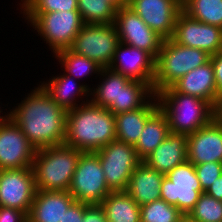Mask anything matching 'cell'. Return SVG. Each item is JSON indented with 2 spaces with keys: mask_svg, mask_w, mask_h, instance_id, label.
I'll list each match as a JSON object with an SVG mask.
<instances>
[{
  "mask_svg": "<svg viewBox=\"0 0 222 222\" xmlns=\"http://www.w3.org/2000/svg\"><path fill=\"white\" fill-rule=\"evenodd\" d=\"M127 6L164 40L173 36L177 17L183 10L180 0H129Z\"/></svg>",
  "mask_w": 222,
  "mask_h": 222,
  "instance_id": "2e32d148",
  "label": "cell"
},
{
  "mask_svg": "<svg viewBox=\"0 0 222 222\" xmlns=\"http://www.w3.org/2000/svg\"><path fill=\"white\" fill-rule=\"evenodd\" d=\"M204 193L194 164L188 160L168 172L161 183L160 199L176 206L185 216Z\"/></svg>",
  "mask_w": 222,
  "mask_h": 222,
  "instance_id": "30bf717a",
  "label": "cell"
},
{
  "mask_svg": "<svg viewBox=\"0 0 222 222\" xmlns=\"http://www.w3.org/2000/svg\"><path fill=\"white\" fill-rule=\"evenodd\" d=\"M205 193L216 200L222 201V174L216 181L205 191Z\"/></svg>",
  "mask_w": 222,
  "mask_h": 222,
  "instance_id": "74e56055",
  "label": "cell"
},
{
  "mask_svg": "<svg viewBox=\"0 0 222 222\" xmlns=\"http://www.w3.org/2000/svg\"><path fill=\"white\" fill-rule=\"evenodd\" d=\"M55 55V58L62 64L61 66L64 68L65 74L71 77H87V75H92V73L99 75L102 69L95 61L76 54L71 49L61 50Z\"/></svg>",
  "mask_w": 222,
  "mask_h": 222,
  "instance_id": "f1b7e54d",
  "label": "cell"
},
{
  "mask_svg": "<svg viewBox=\"0 0 222 222\" xmlns=\"http://www.w3.org/2000/svg\"><path fill=\"white\" fill-rule=\"evenodd\" d=\"M15 107L7 115L36 150L64 143L67 111L40 84Z\"/></svg>",
  "mask_w": 222,
  "mask_h": 222,
  "instance_id": "6da1fadb",
  "label": "cell"
},
{
  "mask_svg": "<svg viewBox=\"0 0 222 222\" xmlns=\"http://www.w3.org/2000/svg\"><path fill=\"white\" fill-rule=\"evenodd\" d=\"M116 9L126 6L129 0H108Z\"/></svg>",
  "mask_w": 222,
  "mask_h": 222,
  "instance_id": "ab89813d",
  "label": "cell"
},
{
  "mask_svg": "<svg viewBox=\"0 0 222 222\" xmlns=\"http://www.w3.org/2000/svg\"><path fill=\"white\" fill-rule=\"evenodd\" d=\"M187 160L194 165L222 163V123L216 117L209 124L187 135Z\"/></svg>",
  "mask_w": 222,
  "mask_h": 222,
  "instance_id": "e0dca14e",
  "label": "cell"
},
{
  "mask_svg": "<svg viewBox=\"0 0 222 222\" xmlns=\"http://www.w3.org/2000/svg\"><path fill=\"white\" fill-rule=\"evenodd\" d=\"M155 95L171 133L192 134L216 117L215 108L208 101L179 93L172 86Z\"/></svg>",
  "mask_w": 222,
  "mask_h": 222,
  "instance_id": "277c9868",
  "label": "cell"
},
{
  "mask_svg": "<svg viewBox=\"0 0 222 222\" xmlns=\"http://www.w3.org/2000/svg\"><path fill=\"white\" fill-rule=\"evenodd\" d=\"M82 102L66 112L63 144L83 152H95L116 140L115 115L89 99Z\"/></svg>",
  "mask_w": 222,
  "mask_h": 222,
  "instance_id": "7a4b0ae2",
  "label": "cell"
},
{
  "mask_svg": "<svg viewBox=\"0 0 222 222\" xmlns=\"http://www.w3.org/2000/svg\"><path fill=\"white\" fill-rule=\"evenodd\" d=\"M157 102V103H156ZM159 109L156 95L143 107L115 115L116 140L135 145L146 121Z\"/></svg>",
  "mask_w": 222,
  "mask_h": 222,
  "instance_id": "7402d4cb",
  "label": "cell"
},
{
  "mask_svg": "<svg viewBox=\"0 0 222 222\" xmlns=\"http://www.w3.org/2000/svg\"><path fill=\"white\" fill-rule=\"evenodd\" d=\"M68 192L76 201L88 205L101 204L111 193L95 152H83L80 155Z\"/></svg>",
  "mask_w": 222,
  "mask_h": 222,
  "instance_id": "ba28073f",
  "label": "cell"
},
{
  "mask_svg": "<svg viewBox=\"0 0 222 222\" xmlns=\"http://www.w3.org/2000/svg\"><path fill=\"white\" fill-rule=\"evenodd\" d=\"M85 209V203L75 201L68 210L64 212V216L60 222H83Z\"/></svg>",
  "mask_w": 222,
  "mask_h": 222,
  "instance_id": "836d02e7",
  "label": "cell"
},
{
  "mask_svg": "<svg viewBox=\"0 0 222 222\" xmlns=\"http://www.w3.org/2000/svg\"><path fill=\"white\" fill-rule=\"evenodd\" d=\"M187 216L193 222H222V201L204 192Z\"/></svg>",
  "mask_w": 222,
  "mask_h": 222,
  "instance_id": "4dcf8cb0",
  "label": "cell"
},
{
  "mask_svg": "<svg viewBox=\"0 0 222 222\" xmlns=\"http://www.w3.org/2000/svg\"><path fill=\"white\" fill-rule=\"evenodd\" d=\"M49 80L48 82L43 81L41 86L50 95V97L66 111L76 108L79 105L78 103L80 101H76V99L80 96H90L91 88L87 84L85 85L80 83L77 86V83L73 81V77L65 74V72L62 75H58L53 78L51 77Z\"/></svg>",
  "mask_w": 222,
  "mask_h": 222,
  "instance_id": "cb8c5ba5",
  "label": "cell"
},
{
  "mask_svg": "<svg viewBox=\"0 0 222 222\" xmlns=\"http://www.w3.org/2000/svg\"><path fill=\"white\" fill-rule=\"evenodd\" d=\"M76 200L68 191L36 190L27 216L28 222H60Z\"/></svg>",
  "mask_w": 222,
  "mask_h": 222,
  "instance_id": "44dd1931",
  "label": "cell"
},
{
  "mask_svg": "<svg viewBox=\"0 0 222 222\" xmlns=\"http://www.w3.org/2000/svg\"><path fill=\"white\" fill-rule=\"evenodd\" d=\"M198 180L203 192H205L222 174V163L207 162L194 165Z\"/></svg>",
  "mask_w": 222,
  "mask_h": 222,
  "instance_id": "d6a6232c",
  "label": "cell"
},
{
  "mask_svg": "<svg viewBox=\"0 0 222 222\" xmlns=\"http://www.w3.org/2000/svg\"><path fill=\"white\" fill-rule=\"evenodd\" d=\"M171 39L179 45L198 48L211 56L222 50V28L195 20L183 10L177 17Z\"/></svg>",
  "mask_w": 222,
  "mask_h": 222,
  "instance_id": "9a60e30c",
  "label": "cell"
},
{
  "mask_svg": "<svg viewBox=\"0 0 222 222\" xmlns=\"http://www.w3.org/2000/svg\"><path fill=\"white\" fill-rule=\"evenodd\" d=\"M187 161V135L169 133L143 162L164 175Z\"/></svg>",
  "mask_w": 222,
  "mask_h": 222,
  "instance_id": "ffe728a7",
  "label": "cell"
},
{
  "mask_svg": "<svg viewBox=\"0 0 222 222\" xmlns=\"http://www.w3.org/2000/svg\"><path fill=\"white\" fill-rule=\"evenodd\" d=\"M81 150L67 145L37 149L32 170L40 191H68Z\"/></svg>",
  "mask_w": 222,
  "mask_h": 222,
  "instance_id": "5b68a950",
  "label": "cell"
},
{
  "mask_svg": "<svg viewBox=\"0 0 222 222\" xmlns=\"http://www.w3.org/2000/svg\"><path fill=\"white\" fill-rule=\"evenodd\" d=\"M172 87L179 93L208 101L215 109L218 105L217 87L211 60L181 77Z\"/></svg>",
  "mask_w": 222,
  "mask_h": 222,
  "instance_id": "d6986e66",
  "label": "cell"
},
{
  "mask_svg": "<svg viewBox=\"0 0 222 222\" xmlns=\"http://www.w3.org/2000/svg\"><path fill=\"white\" fill-rule=\"evenodd\" d=\"M95 153L99 156L109 190L125 191L132 173L142 162L134 145L115 140Z\"/></svg>",
  "mask_w": 222,
  "mask_h": 222,
  "instance_id": "8fae6325",
  "label": "cell"
},
{
  "mask_svg": "<svg viewBox=\"0 0 222 222\" xmlns=\"http://www.w3.org/2000/svg\"><path fill=\"white\" fill-rule=\"evenodd\" d=\"M35 193L32 167L0 170V206L18 209L28 216Z\"/></svg>",
  "mask_w": 222,
  "mask_h": 222,
  "instance_id": "4fadbf2b",
  "label": "cell"
},
{
  "mask_svg": "<svg viewBox=\"0 0 222 222\" xmlns=\"http://www.w3.org/2000/svg\"><path fill=\"white\" fill-rule=\"evenodd\" d=\"M214 69L215 83L217 87L218 102L222 96V50L210 58Z\"/></svg>",
  "mask_w": 222,
  "mask_h": 222,
  "instance_id": "8d00e7d4",
  "label": "cell"
},
{
  "mask_svg": "<svg viewBox=\"0 0 222 222\" xmlns=\"http://www.w3.org/2000/svg\"><path fill=\"white\" fill-rule=\"evenodd\" d=\"M211 55L198 48L179 45L171 38L163 41L155 59L153 92L172 86L190 71L210 61Z\"/></svg>",
  "mask_w": 222,
  "mask_h": 222,
  "instance_id": "8992f818",
  "label": "cell"
},
{
  "mask_svg": "<svg viewBox=\"0 0 222 222\" xmlns=\"http://www.w3.org/2000/svg\"><path fill=\"white\" fill-rule=\"evenodd\" d=\"M188 0H180V3L182 4V6L187 2Z\"/></svg>",
  "mask_w": 222,
  "mask_h": 222,
  "instance_id": "7bdbcfd3",
  "label": "cell"
},
{
  "mask_svg": "<svg viewBox=\"0 0 222 222\" xmlns=\"http://www.w3.org/2000/svg\"><path fill=\"white\" fill-rule=\"evenodd\" d=\"M1 112H2V110L0 109V113H1ZM6 115H7V114H5V116H4V115H2V116L0 115V122L6 117Z\"/></svg>",
  "mask_w": 222,
  "mask_h": 222,
  "instance_id": "b9f144b4",
  "label": "cell"
},
{
  "mask_svg": "<svg viewBox=\"0 0 222 222\" xmlns=\"http://www.w3.org/2000/svg\"><path fill=\"white\" fill-rule=\"evenodd\" d=\"M183 216L176 206L162 199L140 206L141 222H178Z\"/></svg>",
  "mask_w": 222,
  "mask_h": 222,
  "instance_id": "f546056e",
  "label": "cell"
},
{
  "mask_svg": "<svg viewBox=\"0 0 222 222\" xmlns=\"http://www.w3.org/2000/svg\"><path fill=\"white\" fill-rule=\"evenodd\" d=\"M121 43L149 53L154 59L164 39L149 28L127 5L116 10L114 23Z\"/></svg>",
  "mask_w": 222,
  "mask_h": 222,
  "instance_id": "7c38bea8",
  "label": "cell"
},
{
  "mask_svg": "<svg viewBox=\"0 0 222 222\" xmlns=\"http://www.w3.org/2000/svg\"><path fill=\"white\" fill-rule=\"evenodd\" d=\"M119 43L114 24L84 23L70 49L95 61L101 68H108Z\"/></svg>",
  "mask_w": 222,
  "mask_h": 222,
  "instance_id": "9c48e42d",
  "label": "cell"
},
{
  "mask_svg": "<svg viewBox=\"0 0 222 222\" xmlns=\"http://www.w3.org/2000/svg\"><path fill=\"white\" fill-rule=\"evenodd\" d=\"M21 2L19 4L23 13L78 11V0H21Z\"/></svg>",
  "mask_w": 222,
  "mask_h": 222,
  "instance_id": "1f68e13d",
  "label": "cell"
},
{
  "mask_svg": "<svg viewBox=\"0 0 222 222\" xmlns=\"http://www.w3.org/2000/svg\"><path fill=\"white\" fill-rule=\"evenodd\" d=\"M0 222H28V218L23 211L0 206Z\"/></svg>",
  "mask_w": 222,
  "mask_h": 222,
  "instance_id": "d590c367",
  "label": "cell"
},
{
  "mask_svg": "<svg viewBox=\"0 0 222 222\" xmlns=\"http://www.w3.org/2000/svg\"><path fill=\"white\" fill-rule=\"evenodd\" d=\"M178 222H193L188 216H183Z\"/></svg>",
  "mask_w": 222,
  "mask_h": 222,
  "instance_id": "60d3db41",
  "label": "cell"
},
{
  "mask_svg": "<svg viewBox=\"0 0 222 222\" xmlns=\"http://www.w3.org/2000/svg\"><path fill=\"white\" fill-rule=\"evenodd\" d=\"M164 176L142 161L132 173L125 192L139 206L159 200Z\"/></svg>",
  "mask_w": 222,
  "mask_h": 222,
  "instance_id": "603a6c76",
  "label": "cell"
},
{
  "mask_svg": "<svg viewBox=\"0 0 222 222\" xmlns=\"http://www.w3.org/2000/svg\"><path fill=\"white\" fill-rule=\"evenodd\" d=\"M109 68L153 88L155 59L146 51L119 43Z\"/></svg>",
  "mask_w": 222,
  "mask_h": 222,
  "instance_id": "ac0fdd59",
  "label": "cell"
},
{
  "mask_svg": "<svg viewBox=\"0 0 222 222\" xmlns=\"http://www.w3.org/2000/svg\"><path fill=\"white\" fill-rule=\"evenodd\" d=\"M38 35L48 43L53 54L70 49L75 37L83 26L78 11L48 13H23Z\"/></svg>",
  "mask_w": 222,
  "mask_h": 222,
  "instance_id": "52a82bcc",
  "label": "cell"
},
{
  "mask_svg": "<svg viewBox=\"0 0 222 222\" xmlns=\"http://www.w3.org/2000/svg\"><path fill=\"white\" fill-rule=\"evenodd\" d=\"M100 205L108 222H141L140 206L125 191L111 192Z\"/></svg>",
  "mask_w": 222,
  "mask_h": 222,
  "instance_id": "484cf974",
  "label": "cell"
},
{
  "mask_svg": "<svg viewBox=\"0 0 222 222\" xmlns=\"http://www.w3.org/2000/svg\"><path fill=\"white\" fill-rule=\"evenodd\" d=\"M36 149L6 115L0 122V170L32 167Z\"/></svg>",
  "mask_w": 222,
  "mask_h": 222,
  "instance_id": "5bb4252c",
  "label": "cell"
},
{
  "mask_svg": "<svg viewBox=\"0 0 222 222\" xmlns=\"http://www.w3.org/2000/svg\"><path fill=\"white\" fill-rule=\"evenodd\" d=\"M170 133L166 115L158 109L147 121L139 140L134 145L138 157L143 161Z\"/></svg>",
  "mask_w": 222,
  "mask_h": 222,
  "instance_id": "d4e9b609",
  "label": "cell"
},
{
  "mask_svg": "<svg viewBox=\"0 0 222 222\" xmlns=\"http://www.w3.org/2000/svg\"><path fill=\"white\" fill-rule=\"evenodd\" d=\"M216 118L222 123V96L219 99L218 105L215 109Z\"/></svg>",
  "mask_w": 222,
  "mask_h": 222,
  "instance_id": "f35d334b",
  "label": "cell"
},
{
  "mask_svg": "<svg viewBox=\"0 0 222 222\" xmlns=\"http://www.w3.org/2000/svg\"><path fill=\"white\" fill-rule=\"evenodd\" d=\"M99 74L103 81L90 90V96H94L90 101L114 115L143 107L155 95L148 83L130 79L109 67L102 68Z\"/></svg>",
  "mask_w": 222,
  "mask_h": 222,
  "instance_id": "3957f363",
  "label": "cell"
},
{
  "mask_svg": "<svg viewBox=\"0 0 222 222\" xmlns=\"http://www.w3.org/2000/svg\"><path fill=\"white\" fill-rule=\"evenodd\" d=\"M182 9L195 20L222 28V0H188Z\"/></svg>",
  "mask_w": 222,
  "mask_h": 222,
  "instance_id": "83f0119b",
  "label": "cell"
},
{
  "mask_svg": "<svg viewBox=\"0 0 222 222\" xmlns=\"http://www.w3.org/2000/svg\"><path fill=\"white\" fill-rule=\"evenodd\" d=\"M83 222H108V220L100 204H86Z\"/></svg>",
  "mask_w": 222,
  "mask_h": 222,
  "instance_id": "e575fe53",
  "label": "cell"
},
{
  "mask_svg": "<svg viewBox=\"0 0 222 222\" xmlns=\"http://www.w3.org/2000/svg\"><path fill=\"white\" fill-rule=\"evenodd\" d=\"M116 10L108 0H78V12L85 24H113Z\"/></svg>",
  "mask_w": 222,
  "mask_h": 222,
  "instance_id": "4316f807",
  "label": "cell"
}]
</instances>
